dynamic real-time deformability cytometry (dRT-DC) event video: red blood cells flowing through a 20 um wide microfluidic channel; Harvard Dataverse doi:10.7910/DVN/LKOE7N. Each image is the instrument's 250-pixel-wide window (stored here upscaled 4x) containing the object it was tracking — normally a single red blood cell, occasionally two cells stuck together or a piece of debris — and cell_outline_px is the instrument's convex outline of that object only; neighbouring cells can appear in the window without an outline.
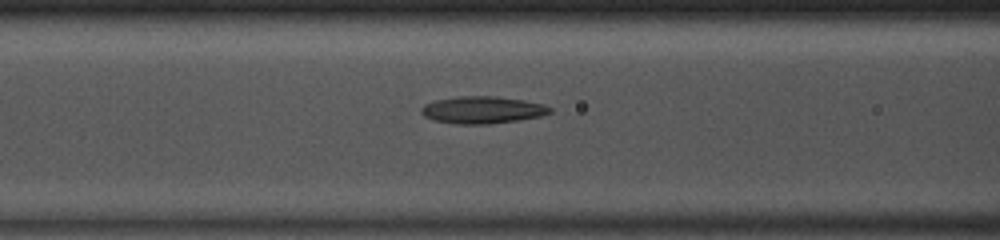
{"species": "common noctule bat (a hibernating species)", "species_latin": "Nyctalus noctula", "temperature_condition": "room temperature", "stored_images_in_passage": 47, "camera_frame_rate_fps": 3000, "um_per_image_px": 0.085, "animal": {"sex": "male", "body_mass_g": 13.0, "forearm_length_mm": 53.1}, "frame": {"image": 1, "passage_image": 18, "time_ms": 5.667, "image_size_px": [1000, 240], "cell_outline_px": [[552, 112], [540, 116], [520, 120], [488, 124], [456, 124], [432, 120], [424, 116], [420, 112], [420, 108], [424, 104], [436, 100], [460, 96], [496, 96], [524, 100], [544, 104], [552, 108]], "centroid_in_image_um": [41.0, 9.34], "position_along_channel_um": 125.6, "area_um2": 20.52}}
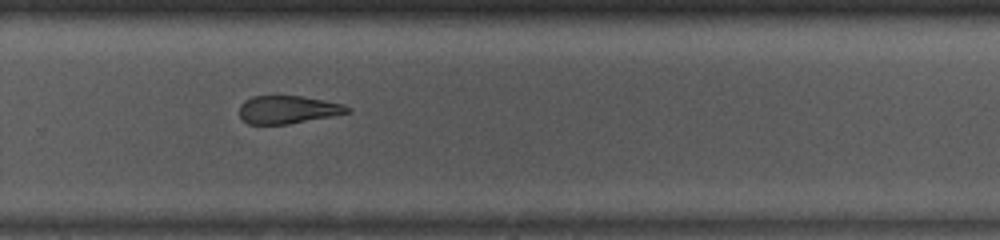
{"frame": {"image": 2, "passage_image": 31, "time_ms": 10.0, "image_size_px": [1000, 240], "cell_outline_px": [[352, 112], [332, 116], [288, 124], [248, 124], [240, 116], [240, 104], [244, 100], [252, 96], [300, 96], [324, 100], [344, 104], [352, 108]], "centroid_in_image_um": [24.49, 9.31], "position_along_channel_um": 305.3, "area_um2": 17.63}}
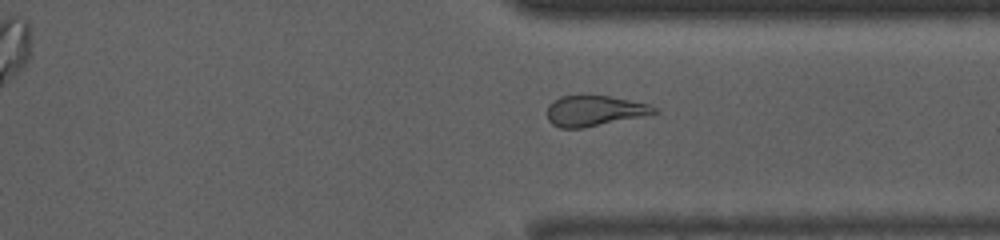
{"frame": {"image": 3, "passage_image": 35, "time_ms": 11.333, "image_size_px": [1000, 240], "cell_outline_px": [[656, 112], [644, 116], [584, 128], [560, 128], [552, 124], [548, 120], [548, 104], [560, 96], [584, 92], [608, 96], [648, 104], [656, 108]], "centroid_in_image_um": [50.46, 9.38], "position_along_channel_um": 360.9, "area_um2": 19.48}, "authors_computed_cell_mechanics": {"area_um2": 20.519, "velocity_mm_per_s": 4.1664, "shape_relaxation_time_tau1_ms": null, "shape_relaxation_time_tau2_ms": 2.8336, "deformation_change_tau1": null, "deformation_change_tau2": 0.1351}}